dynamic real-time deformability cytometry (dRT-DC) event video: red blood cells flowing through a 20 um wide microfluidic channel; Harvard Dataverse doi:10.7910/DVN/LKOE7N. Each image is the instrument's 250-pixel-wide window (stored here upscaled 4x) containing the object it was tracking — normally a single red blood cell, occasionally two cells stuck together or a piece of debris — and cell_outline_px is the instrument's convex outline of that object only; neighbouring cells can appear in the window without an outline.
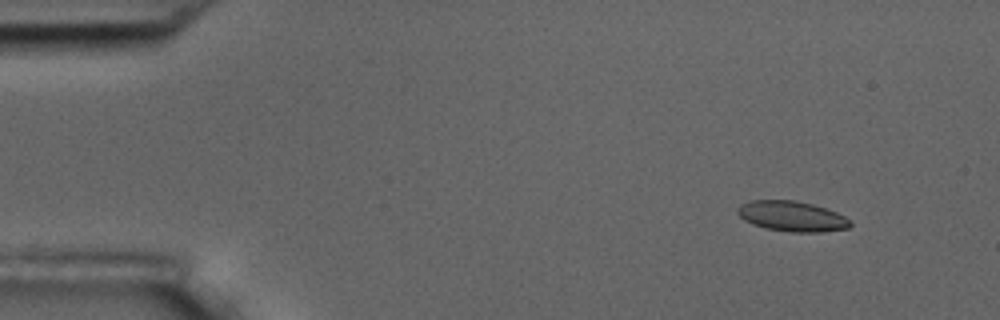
{"species": "common noctule bat (a hibernating species)", "species_latin": "Nyctalus noctula", "temperature_condition": "room temperature", "stored_images_in_passage": 5, "camera_frame_rate_fps": 3000, "um_per_image_px": 0.085, "animal": {"sex": "male", "body_mass_g": 17.5, "forearm_length_mm": 52.3}, "frame": {"image": 1, "passage_image": 2, "time_ms": 1.333, "image_size_px": [1000, 320], "cell_outline_px": [[852, 224], [848, 228], [820, 232], [792, 232], [764, 228], [752, 224], [744, 220], [736, 212], [736, 208], [740, 204], [752, 200], [796, 200], [812, 204], [836, 212], [844, 216]], "centroid_in_image_um": [67.27, 18.38], "position_along_channel_um": 17.7, "area_um2": 19.88}}
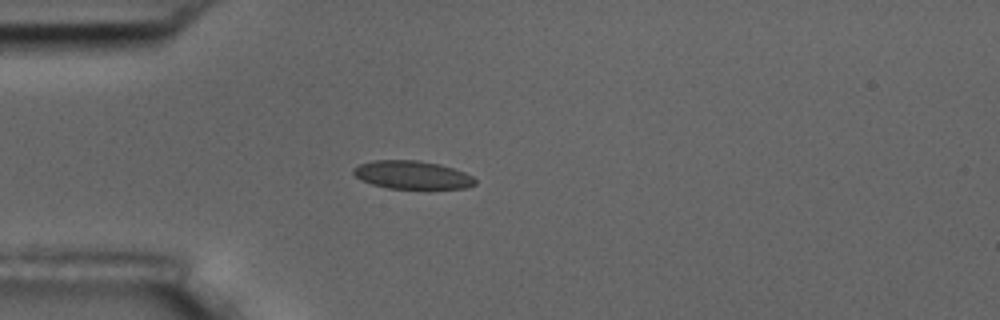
{"frame": {"image": 2, "passage_image": 5, "time_ms": 4.667, "image_size_px": [1000, 320], "cell_outline_px": [[476, 184], [468, 188], [388, 188], [372, 184], [356, 176], [352, 172], [352, 168], [360, 164], [372, 160], [420, 160], [440, 164], [464, 172], [472, 176], [476, 180]], "centroid_in_image_um": [35.05, 14.85], "position_along_channel_um": 50.0, "area_um2": 19.88}}